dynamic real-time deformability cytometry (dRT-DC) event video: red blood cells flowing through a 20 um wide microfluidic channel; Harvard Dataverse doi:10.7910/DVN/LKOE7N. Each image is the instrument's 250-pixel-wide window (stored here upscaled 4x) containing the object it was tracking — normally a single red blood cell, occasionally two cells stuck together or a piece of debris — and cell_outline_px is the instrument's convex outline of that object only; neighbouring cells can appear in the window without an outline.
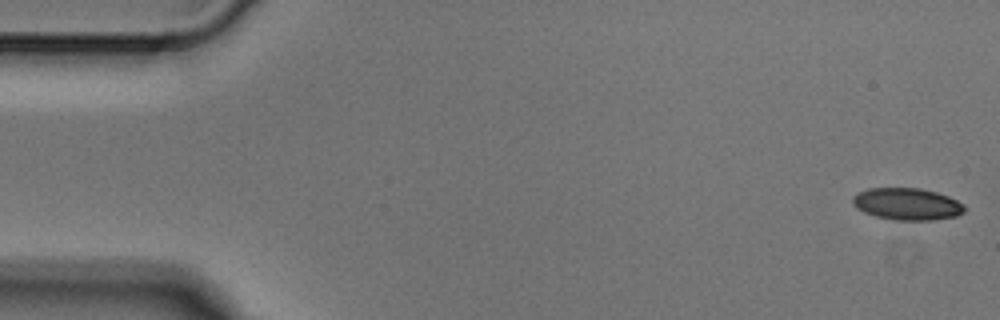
{"species": "Egyptian fruit bat (a non-hibernating species)", "species_latin": "Rousettus aegyptiacus", "temperature_condition": "cold", "stored_images_in_passage": 5, "camera_frame_rate_fps": 3000, "um_per_image_px": 0.085, "animal": {"sex": "male"}, "frame": {"image": 1, "passage_image": 1, "time_ms": 0.0, "image_size_px": [1000, 320], "cell_outline_px": [[968, 208], [964, 212], [956, 216], [932, 220], [896, 220], [876, 216], [864, 212], [856, 208], [852, 204], [852, 196], [856, 192], [868, 188], [920, 188], [936, 192], [948, 196], [964, 204]], "centroid_in_image_um": [77.09, 17.33], "position_along_channel_um": 7.9, "area_um2": 21.04}}